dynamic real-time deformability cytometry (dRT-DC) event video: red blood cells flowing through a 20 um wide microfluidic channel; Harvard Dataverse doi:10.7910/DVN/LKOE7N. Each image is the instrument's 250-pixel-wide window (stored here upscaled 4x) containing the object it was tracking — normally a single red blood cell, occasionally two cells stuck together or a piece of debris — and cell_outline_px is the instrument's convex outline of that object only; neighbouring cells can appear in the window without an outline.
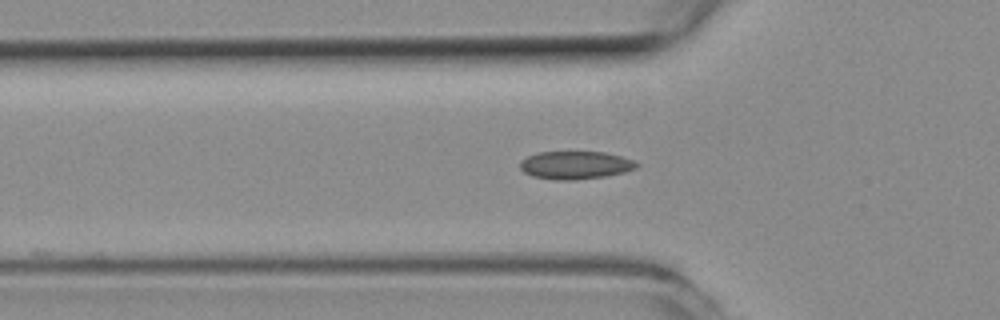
{"species": "common noctule bat (a hibernating species)", "species_latin": "Nyctalus noctula", "temperature_condition": "room temperature", "stored_images_in_passage": 44, "camera_frame_rate_fps": 3000, "um_per_image_px": 0.085, "animal": {"sex": "female", "body_mass_g": 19.3, "forearm_length_mm": 54.1}, "frame": {"image": 1, "passage_image": 8, "time_ms": 2.333, "image_size_px": [1000, 320], "cell_outline_px": [[640, 164], [636, 168], [624, 172], [604, 176], [576, 180], [556, 180], [532, 176], [524, 172], [520, 168], [520, 160], [528, 156], [540, 152], [604, 152], [620, 156], [632, 160]], "centroid_in_image_um": [48.89, 14.04], "position_along_channel_um": 76.9, "area_um2": 18.9}}
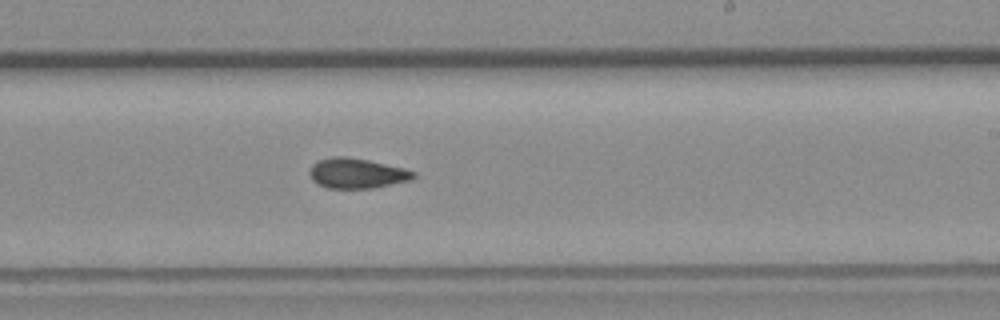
{"frame": {"image": 2, "passage_image": 22, "time_ms": 7.0, "image_size_px": [1000, 320], "cell_outline_px": [[416, 176], [412, 180], [372, 188], [328, 188], [316, 184], [312, 180], [312, 164], [320, 160], [332, 156], [344, 156], [368, 160], [404, 168], [416, 172]], "centroid_in_image_um": [30.37, 14.73], "position_along_channel_um": 258.6, "area_um2": 18.09}}
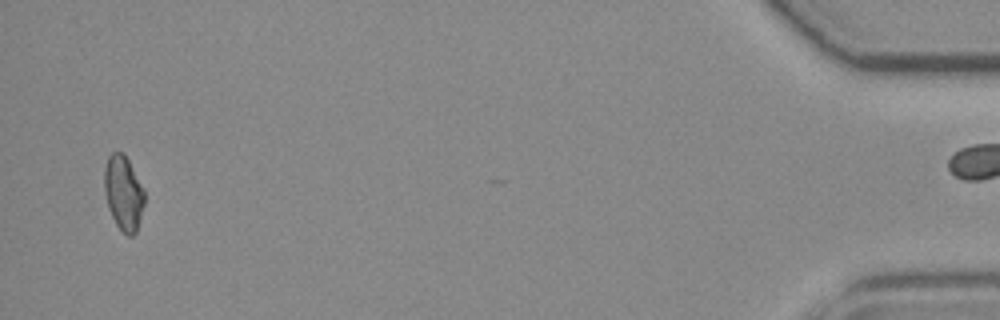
{"frame": {"image": 3, "passage_image": 42, "time_ms": 13.667, "image_size_px": [1000, 320], "cell_outline_px": [[144, 204], [136, 232], [132, 236], [128, 236], [116, 224], [108, 208], [104, 192], [104, 168], [108, 156], [112, 152], [124, 152], [144, 188]], "centroid_in_image_um": [10.48, 16.37], "position_along_channel_um": 424.7, "area_um2": 17.51}, "authors_computed_cell_mechanics": {"area_um2": 18.0047, "velocity_mm_per_s": 3.8855, "shape_relaxation_time_tau1_ms": null, "shape_relaxation_time_tau2_ms": 3.768, "deformation_change_tau1": null, "deformation_change_tau2": 0.0798}}